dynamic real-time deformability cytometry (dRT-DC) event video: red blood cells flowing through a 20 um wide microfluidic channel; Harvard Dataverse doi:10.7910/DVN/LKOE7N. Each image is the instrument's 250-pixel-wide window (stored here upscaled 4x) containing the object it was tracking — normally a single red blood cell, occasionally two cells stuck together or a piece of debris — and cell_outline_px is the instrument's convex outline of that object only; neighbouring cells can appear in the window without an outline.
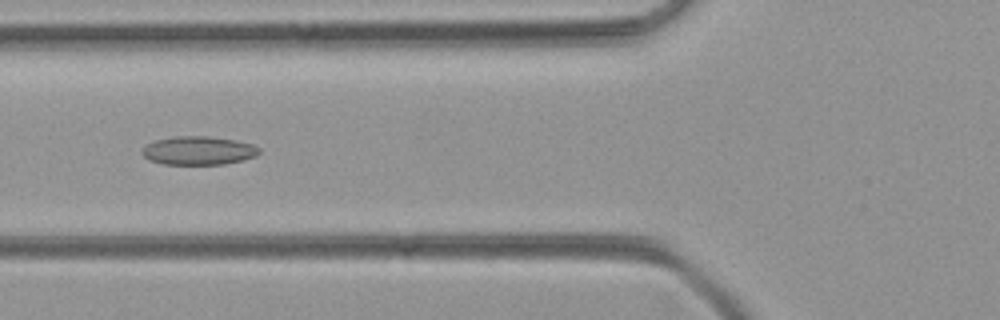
{"species": "common noctule bat (a hibernating species)", "species_latin": "Nyctalus noctula", "temperature_condition": "room temperature", "stored_images_in_passage": 39, "camera_frame_rate_fps": 3000, "um_per_image_px": 0.085, "animal": {"sex": "female", "body_mass_g": 21.9}, "frame": {"image": 1, "passage_image": 7, "time_ms": 2.0, "image_size_px": [1000, 320], "cell_outline_px": [[260, 152], [256, 156], [224, 164], [164, 164], [148, 160], [140, 152], [144, 144], [156, 140], [172, 136], [208, 136], [236, 140], [252, 144], [260, 148]], "centroid_in_image_um": [16.82, 12.79], "position_along_channel_um": 109.0, "area_um2": 19.59}}
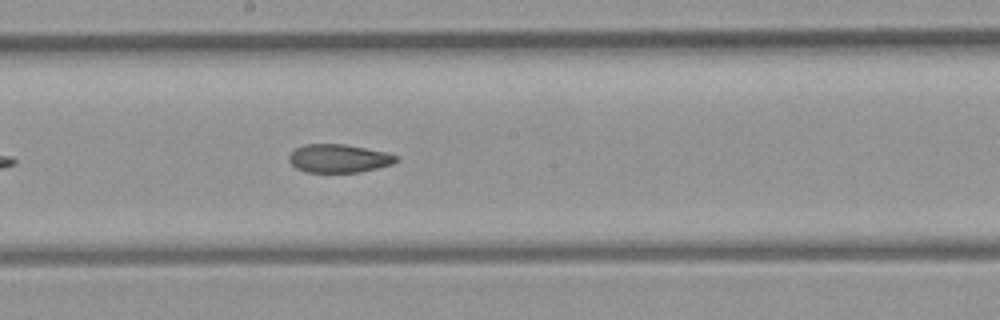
{"frame": {"image": 2, "passage_image": 15, "time_ms": 4.667, "image_size_px": [1000, 320], "cell_outline_px": [[396, 160], [392, 164], [360, 172], [304, 172], [296, 168], [288, 160], [288, 156], [296, 148], [304, 144], [344, 144], [388, 152], [396, 156]], "centroid_in_image_um": [28.76, 13.46], "position_along_channel_um": 219.4, "area_um2": 17.63}}
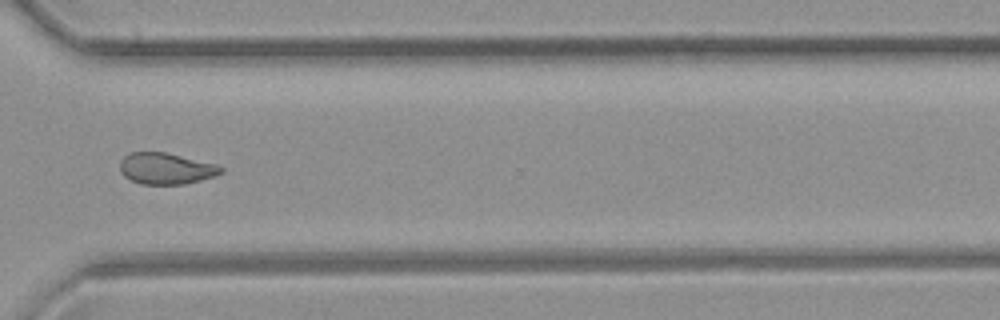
{"frame": {"image": 3, "passage_image": 25, "time_ms": 8.0, "image_size_px": [1000, 320], "cell_outline_px": [[224, 172], [216, 176], [184, 184], [140, 184], [124, 176], [120, 172], [120, 160], [128, 152], [164, 152], [216, 164], [224, 168]], "centroid_in_image_um": [14.1, 14.32], "position_along_channel_um": 356.5, "area_um2": 18.5}}